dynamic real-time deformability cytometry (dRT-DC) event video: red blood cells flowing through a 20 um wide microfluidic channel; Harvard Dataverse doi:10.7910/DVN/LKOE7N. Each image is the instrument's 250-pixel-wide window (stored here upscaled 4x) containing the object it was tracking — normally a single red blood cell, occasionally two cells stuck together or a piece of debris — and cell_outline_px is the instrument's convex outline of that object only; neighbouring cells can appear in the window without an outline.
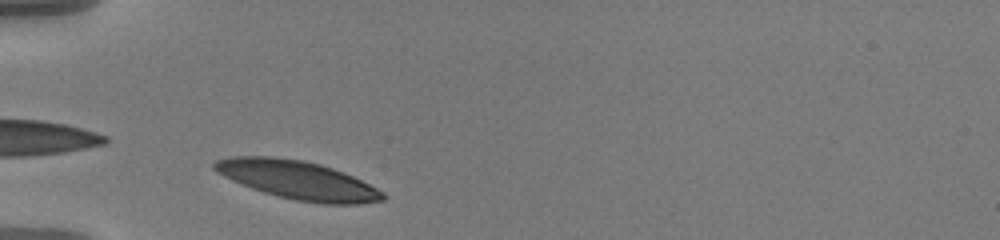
{"species": "human", "species_latin": "Homo sapiens", "temperature_condition": "warm", "stored_images_in_passage": 37, "camera_frame_rate_fps": 3000, "um_per_image_px": 0.085, "donor": {"sex": "male"}, "frame": {"image": 1, "passage_image": 2, "time_ms": 0.333, "image_size_px": [1000, 240], "cell_outline_px": [[384, 200], [360, 204], [324, 204], [296, 200], [264, 192], [240, 184], [216, 172], [212, 168], [212, 164], [216, 160], [232, 156], [276, 156], [300, 160], [320, 164], [344, 172], [384, 192]], "centroid_in_image_um": [25.27, 15.29], "position_along_channel_um": 59.7, "area_um2": 37.57}}
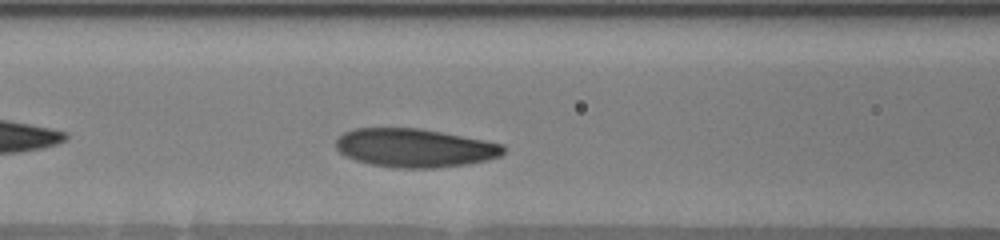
{"frame": {"image": 2, "passage_image": 9, "time_ms": 2.667, "image_size_px": [1000, 240], "cell_outline_px": [[508, 148], [500, 156], [488, 160], [468, 164], [436, 168], [396, 168], [368, 164], [344, 156], [336, 148], [336, 140], [344, 132], [352, 128], [420, 128], [484, 140], [504, 144]], "centroid_in_image_um": [35.26, 12.58], "position_along_channel_um": 131.3, "area_um2": 37.97}}
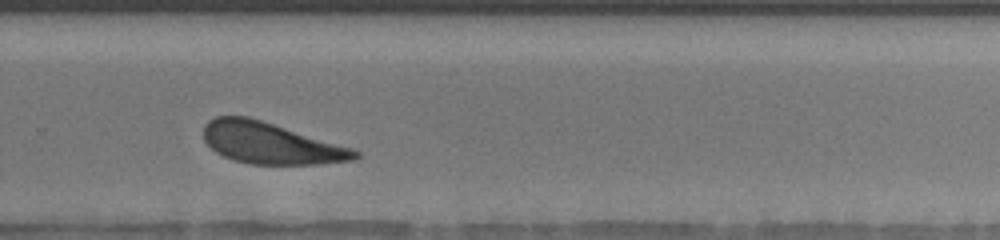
{"frame": {"image": 3, "passage_image": 24, "time_ms": 7.667, "image_size_px": [1000, 240], "cell_outline_px": [[360, 156], [356, 160], [320, 164], [248, 164], [232, 160], [216, 152], [204, 140], [204, 124], [208, 120], [216, 116], [248, 116], [352, 148], [360, 152]], "centroid_in_image_um": [23.0, 12.18], "position_along_channel_um": 306.8, "area_um2": 36.41}, "authors_computed_cell_mechanics": {"area_um2": 37.6278, "velocity_mm_per_s": 3.5176, "shape_relaxation_time_tau1_ms": 1.9612, "shape_relaxation_time_tau2_ms": null, "deformation_change_tau1": 0.1194, "deformation_change_tau2": null}}